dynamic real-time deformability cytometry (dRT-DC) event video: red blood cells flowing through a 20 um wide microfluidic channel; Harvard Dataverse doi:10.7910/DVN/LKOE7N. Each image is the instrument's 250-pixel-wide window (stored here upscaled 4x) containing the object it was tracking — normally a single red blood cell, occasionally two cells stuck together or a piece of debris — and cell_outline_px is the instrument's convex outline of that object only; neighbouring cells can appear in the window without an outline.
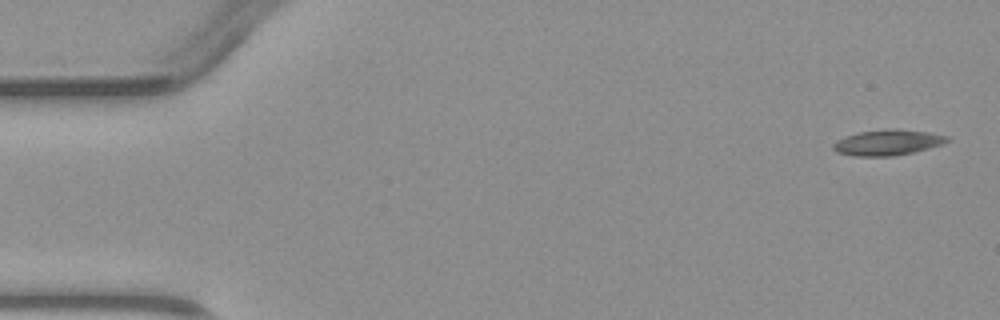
{"species": "common noctule bat (a hibernating species)", "species_latin": "Nyctalus noctula", "temperature_condition": "warm", "stored_images_in_passage": 3, "camera_frame_rate_fps": 3000, "um_per_image_px": 0.085, "animal": {"sex": "male", "body_mass_g": 23.1, "forearm_length_mm": 52.7}, "frame": {"image": 1, "passage_image": 1, "time_ms": 0.0, "image_size_px": [1000, 320], "cell_outline_px": [[948, 140], [940, 144], [928, 148], [912, 152], [892, 156], [852, 156], [836, 152], [832, 148], [832, 144], [836, 140], [860, 132], [896, 128], [928, 132], [948, 136]], "centroid_in_image_um": [75.4, 12.11], "position_along_channel_um": 9.6, "area_um2": 16.76}}
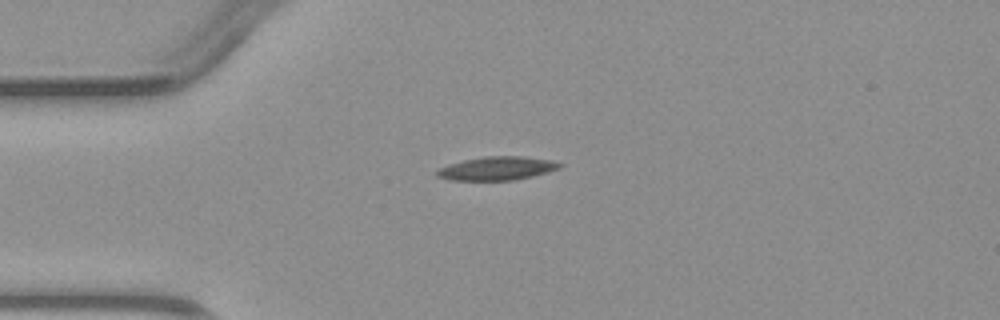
{"frame": {"image": 2, "passage_image": 3, "time_ms": 3.333, "image_size_px": [1000, 320], "cell_outline_px": [[564, 164], [560, 168], [548, 172], [532, 176], [512, 180], [452, 180], [436, 176], [436, 172], [440, 168], [448, 164], [464, 160], [484, 156], [520, 156], [552, 160]], "centroid_in_image_um": [42.26, 14.31], "position_along_channel_um": 42.7, "area_um2": 16.76}}